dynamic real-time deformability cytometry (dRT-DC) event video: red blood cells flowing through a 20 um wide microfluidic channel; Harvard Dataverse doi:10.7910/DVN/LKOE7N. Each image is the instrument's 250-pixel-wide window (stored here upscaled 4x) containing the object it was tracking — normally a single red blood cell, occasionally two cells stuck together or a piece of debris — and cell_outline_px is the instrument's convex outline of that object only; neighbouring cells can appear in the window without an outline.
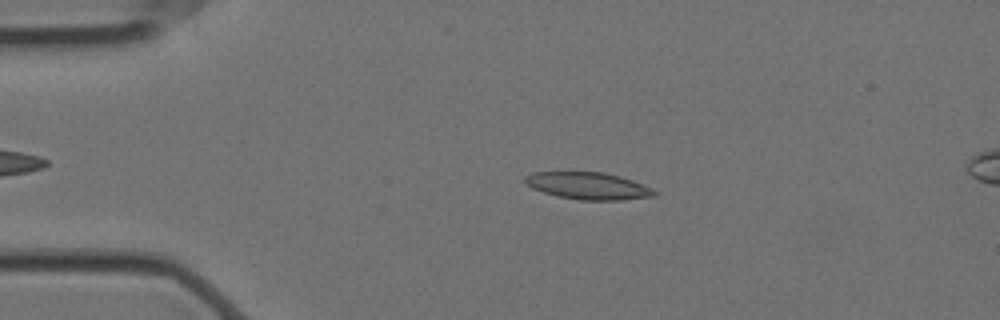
{"species": "Egyptian fruit bat (a non-hibernating species)", "species_latin": "Rousettus aegyptiacus", "temperature_condition": "cold", "stored_images_in_passage": 48, "camera_frame_rate_fps": 3000, "um_per_image_px": 0.085, "animal": {"sex": "female"}, "frame": {"image": 1, "passage_image": 3, "time_ms": 0.667, "image_size_px": [1000, 320], "cell_outline_px": [[656, 196], [620, 200], [580, 200], [560, 196], [544, 192], [532, 188], [524, 184], [524, 176], [532, 172], [604, 172], [620, 176], [644, 184], [652, 188], [656, 192]], "centroid_in_image_um": [49.99, 15.79], "position_along_channel_um": 35.0, "area_um2": 20.46}}
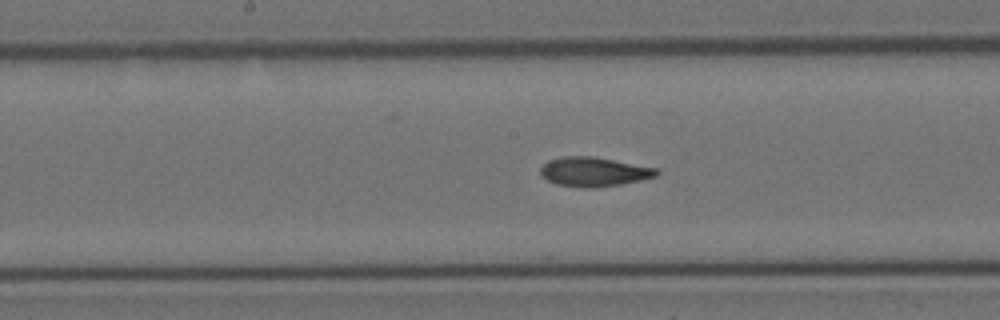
{"frame": {"image": 2, "passage_image": 20, "time_ms": 6.333, "image_size_px": [1000, 320], "cell_outline_px": [[660, 172], [656, 176], [640, 180], [620, 184], [592, 188], [584, 188], [556, 184], [540, 176], [540, 168], [548, 160], [564, 156], [592, 156], [660, 168]], "centroid_in_image_um": [50.49, 14.59], "position_along_channel_um": 197.7, "area_um2": 19.94}}
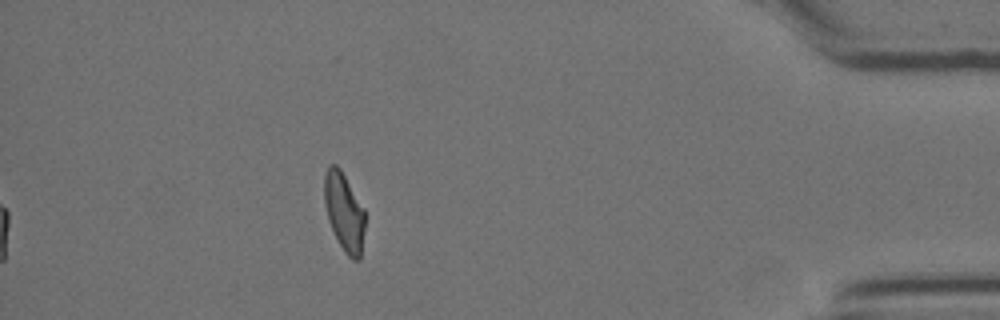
{"frame": {"image": 3, "passage_image": 42, "time_ms": 13.667, "image_size_px": [1000, 320], "cell_outline_px": [[364, 232], [360, 260], [352, 260], [344, 252], [328, 220], [324, 204], [324, 172], [328, 164], [336, 164], [340, 168], [364, 208]], "centroid_in_image_um": [29.24, 17.98], "position_along_channel_um": 406.0, "area_um2": 18.61}, "authors_computed_cell_mechanics": {"area_um2": 19.4497, "velocity_mm_per_s": 3.5326, "shape_relaxation_time_tau1_ms": null, "shape_relaxation_time_tau2_ms": 3.1187, "deformation_change_tau1": null, "deformation_change_tau2": 0.0961}}